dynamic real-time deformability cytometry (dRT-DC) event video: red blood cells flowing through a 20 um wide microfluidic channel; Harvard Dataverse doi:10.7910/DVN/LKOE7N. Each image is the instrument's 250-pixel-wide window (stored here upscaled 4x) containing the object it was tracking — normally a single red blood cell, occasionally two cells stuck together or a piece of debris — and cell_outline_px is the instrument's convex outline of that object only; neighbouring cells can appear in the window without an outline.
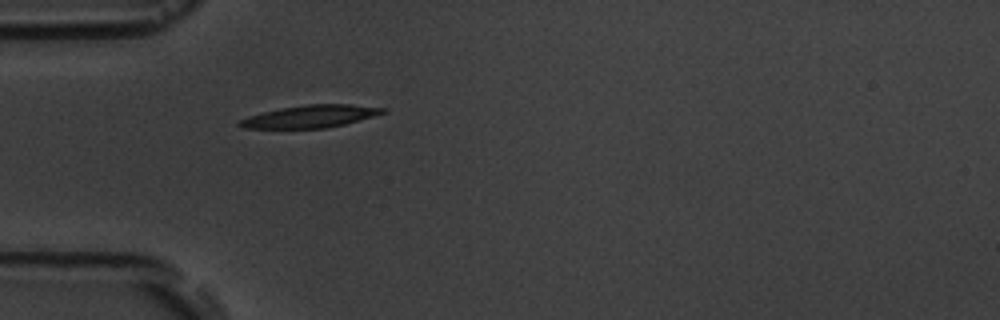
{"species": "common noctule bat (a hibernating species)", "species_latin": "Nyctalus noctula", "temperature_condition": "room temperature", "stored_images_in_passage": 1, "camera_frame_rate_fps": 3000, "um_per_image_px": 0.085, "animal": {"sex": "male", "body_mass_g": 19.5, "forearm_length_mm": 54.6}, "frame": {"image": 1, "passage_image": 1, "time_ms": 0.0, "image_size_px": [1000, 320], "cell_outline_px": [[388, 112], [344, 124], [324, 128], [244, 128], [236, 124], [240, 120], [248, 116], [280, 108], [308, 104], [352, 104], [388, 108]], "centroid_in_image_um": [26.42, 9.88], "position_along_channel_um": 58.6, "area_um2": 18.67}}